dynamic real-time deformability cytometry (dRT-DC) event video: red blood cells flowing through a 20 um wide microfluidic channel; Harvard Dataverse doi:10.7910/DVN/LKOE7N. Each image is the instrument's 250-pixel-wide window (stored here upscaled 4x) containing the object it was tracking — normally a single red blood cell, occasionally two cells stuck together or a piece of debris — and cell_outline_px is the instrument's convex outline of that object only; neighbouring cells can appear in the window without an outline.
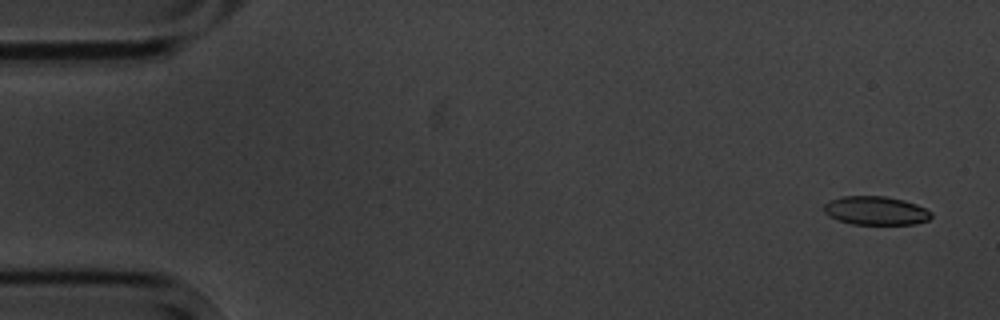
{"species": "common noctule bat (a hibernating species)", "species_latin": "Nyctalus noctula", "temperature_condition": "cold", "stored_images_in_passage": 5, "camera_frame_rate_fps": 3000, "um_per_image_px": 0.085, "animal": {"sex": "male", "body_mass_g": 20.1, "forearm_length_mm": 53.5}, "frame": {"image": 1, "passage_image": 1, "time_ms": 0.0, "image_size_px": [1000, 320], "cell_outline_px": [[932, 216], [928, 220], [916, 224], [852, 224], [836, 220], [824, 212], [824, 204], [828, 200], [840, 196], [884, 196], [904, 200], [916, 204], [932, 212]], "centroid_in_image_um": [74.42, 17.9], "position_along_channel_um": 10.6, "area_um2": 18.03}}
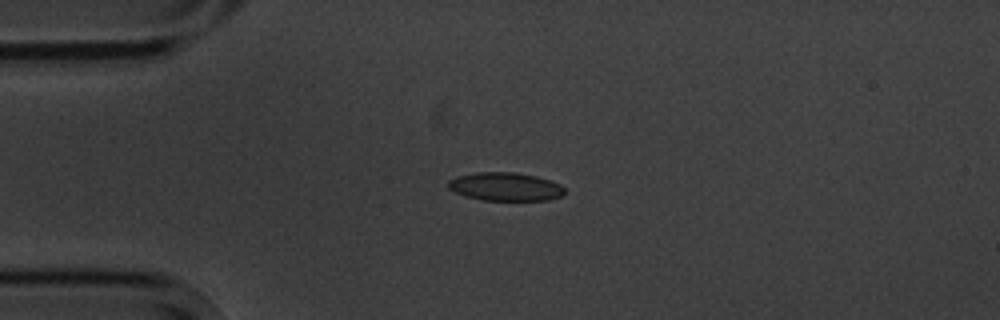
{"frame": {"image": 2, "passage_image": 4, "time_ms": 3.667, "image_size_px": [1000, 320], "cell_outline_px": [[564, 192], [560, 196], [548, 200], [484, 200], [464, 196], [448, 188], [448, 180], [456, 176], [480, 172], [516, 172], [536, 176], [560, 184], [564, 188]], "centroid_in_image_um": [42.93, 15.86], "position_along_channel_um": 42.1, "area_um2": 19.13}}